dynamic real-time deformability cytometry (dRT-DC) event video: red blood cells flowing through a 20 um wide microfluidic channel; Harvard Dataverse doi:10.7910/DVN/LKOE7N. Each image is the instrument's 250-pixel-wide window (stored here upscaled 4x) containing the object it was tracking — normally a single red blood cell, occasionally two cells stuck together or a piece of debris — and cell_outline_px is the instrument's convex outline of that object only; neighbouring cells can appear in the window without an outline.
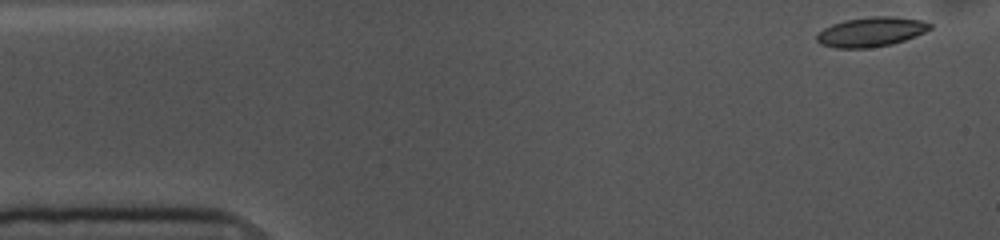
{"species": "common noctule bat (a hibernating species)", "species_latin": "Nyctalus noctula", "temperature_condition": "cold", "stored_images_in_passage": 53, "camera_frame_rate_fps": 3000, "um_per_image_px": 0.085, "animal": {"sex": "female", "body_mass_g": 10.0, "forearm_length_mm": 53.1}, "frame": {"image": 1, "passage_image": 1, "time_ms": 0.0, "image_size_px": [1000, 240], "cell_outline_px": [[932, 28], [916, 36], [892, 44], [868, 48], [836, 48], [820, 44], [816, 40], [816, 32], [832, 24], [844, 20], [872, 16], [892, 16], [920, 20], [932, 24]], "centroid_in_image_um": [74.01, 2.71], "position_along_channel_um": 11.0, "area_um2": 19.59}}
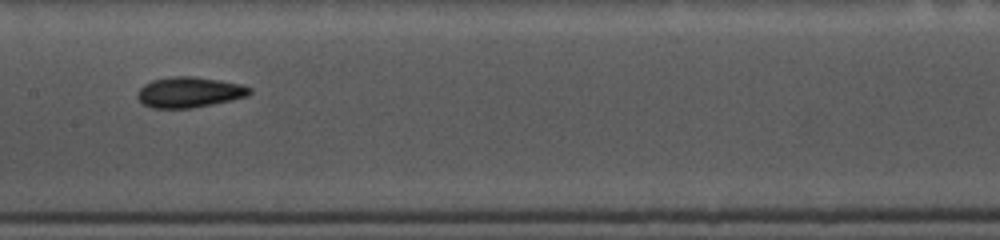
{"frame": {"image": 2, "passage_image": 24, "time_ms": 7.667, "image_size_px": [1000, 240], "cell_outline_px": [[252, 92], [248, 96], [232, 100], [192, 108], [152, 108], [144, 104], [136, 96], [140, 88], [144, 84], [152, 80], [172, 76], [192, 76], [240, 84], [252, 88]], "centroid_in_image_um": [16.09, 7.84], "position_along_channel_um": 191.3, "area_um2": 19.88}}
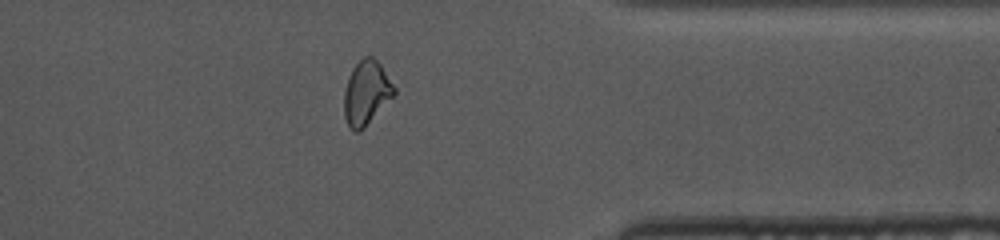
{"frame": {"image": 3, "passage_image": 41, "time_ms": 13.333, "image_size_px": [1000, 240], "cell_outline_px": [[396, 96], [360, 132], [356, 132], [348, 128], [344, 116], [344, 92], [348, 76], [352, 68], [364, 56], [372, 56], [380, 64], [396, 88]], "centroid_in_image_um": [31.15, 7.93], "position_along_channel_um": 380.2, "area_um2": 19.13}, "authors_computed_cell_mechanics": {"area_um2": 19.4786, "velocity_mm_per_s": 3.5972, "shape_relaxation_time_tau1_ms": 4.6044, "shape_relaxation_time_tau2_ms": 3.5791, "deformation_change_tau1": 0.1282, "deformation_change_tau2": 0.0883}}